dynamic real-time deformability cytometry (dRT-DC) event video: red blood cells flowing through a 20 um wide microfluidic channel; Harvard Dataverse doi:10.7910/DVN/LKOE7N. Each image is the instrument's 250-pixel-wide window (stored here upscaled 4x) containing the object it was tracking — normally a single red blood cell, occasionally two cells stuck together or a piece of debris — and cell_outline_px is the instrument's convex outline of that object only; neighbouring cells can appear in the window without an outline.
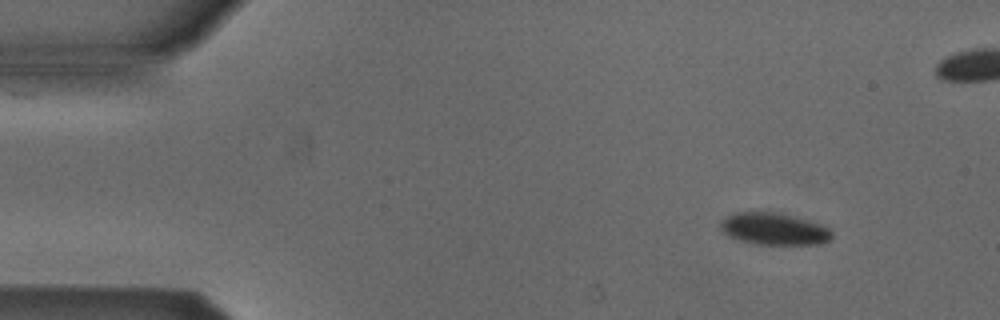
{"species": "Egyptian fruit bat (a non-hibernating species)", "species_latin": "Rousettus aegyptiacus", "temperature_condition": "cold", "stored_images_in_passage": 49, "camera_frame_rate_fps": 3000, "um_per_image_px": 0.085, "animal": {"sex": "male"}, "frame": {"image": 1, "passage_image": 1, "time_ms": 0.0, "image_size_px": [1000, 320], "cell_outline_px": [[832, 240], [820, 244], [756, 244], [740, 240], [728, 236], [720, 228], [720, 220], [736, 212], [772, 212], [796, 216], [820, 224], [828, 228], [832, 232]], "centroid_in_image_um": [65.8, 19.46], "position_along_channel_um": 19.2, "area_um2": 20.75}}
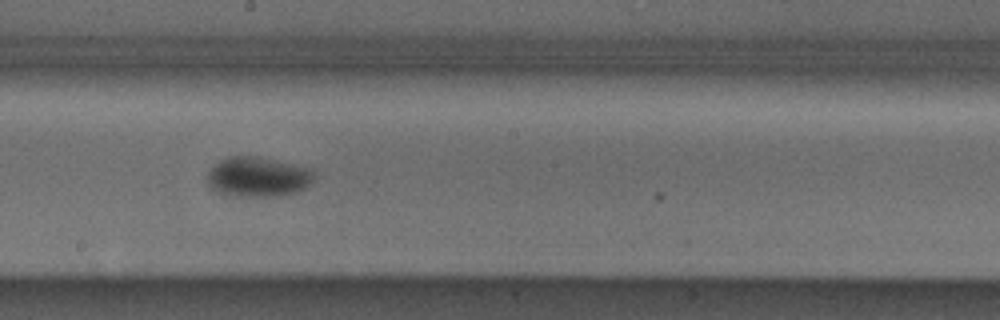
{"frame": {"image": 2, "passage_image": 24, "time_ms": 7.667, "image_size_px": [1000, 320], "cell_outline_px": [[316, 176], [304, 188], [296, 192], [280, 196], [236, 196], [216, 192], [208, 184], [208, 172], [220, 160], [228, 156], [260, 156], [312, 168], [316, 172]], "centroid_in_image_um": [21.96, 15.02], "position_along_channel_um": 226.2, "area_um2": 25.03}}
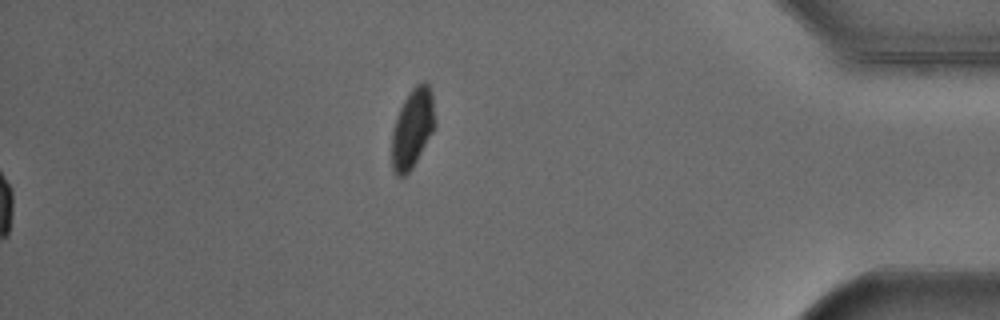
{"frame": {"image": 3, "passage_image": 49, "time_ms": 16.0, "image_size_px": [1000, 320], "cell_outline_px": [[436, 124], [432, 132], [412, 168], [404, 176], [396, 176], [392, 172], [392, 128], [396, 116], [408, 92], [416, 84], [424, 80], [428, 84], [432, 92]], "centroid_in_image_um": [35.05, 10.88], "position_along_channel_um": 400.2, "area_um2": 20.11}, "authors_computed_cell_mechanics": {"area_um2": 22.253, "velocity_mm_per_s": 3.8723, "shape_relaxation_time_tau1_ms": 4.2449, "shape_relaxation_time_tau2_ms": null, "deformation_change_tau1": 0.0562, "deformation_change_tau2": null}}